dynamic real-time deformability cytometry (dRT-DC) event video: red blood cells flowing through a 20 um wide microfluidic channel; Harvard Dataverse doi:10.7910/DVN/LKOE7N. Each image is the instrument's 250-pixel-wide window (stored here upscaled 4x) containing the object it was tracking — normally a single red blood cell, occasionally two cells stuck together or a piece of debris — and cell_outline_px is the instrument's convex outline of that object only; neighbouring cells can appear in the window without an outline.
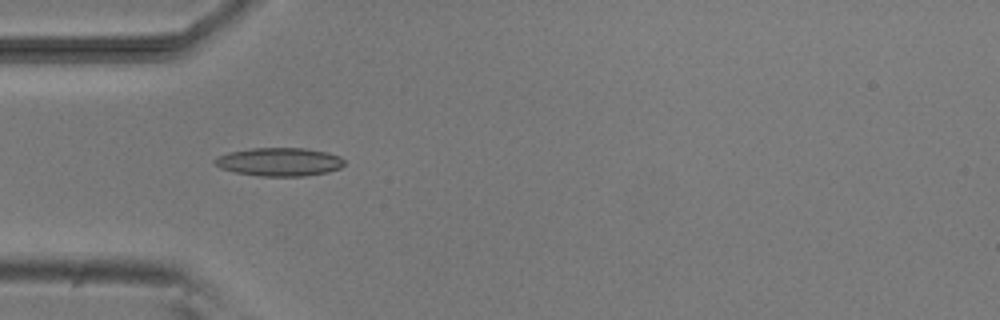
{"species": "common noctule bat (a hibernating species)", "species_latin": "Nyctalus noctula", "temperature_condition": "room temperature", "stored_images_in_passage": 38, "camera_frame_rate_fps": 3000, "um_per_image_px": 0.085, "animal": {"sex": "male", "body_mass_g": 20.5, "forearm_length_mm": 52.5}, "frame": {"image": 1, "passage_image": 1, "time_ms": 0.0, "image_size_px": [1000, 320], "cell_outline_px": [[344, 164], [340, 168], [328, 172], [304, 176], [260, 176], [236, 172], [220, 168], [212, 160], [216, 156], [228, 152], [252, 148], [304, 148], [328, 152], [340, 156], [344, 160]], "centroid_in_image_um": [23.74, 13.75], "position_along_channel_um": 61.3, "area_um2": 21.5}}
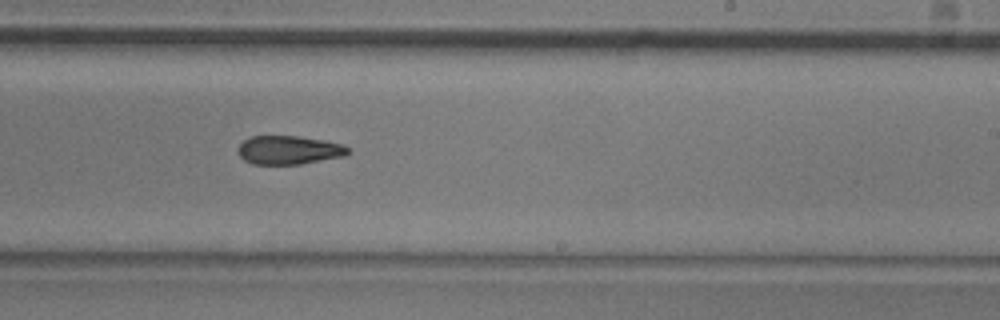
{"frame": {"image": 2, "passage_image": 17, "time_ms": 5.333, "image_size_px": [1000, 320], "cell_outline_px": [[348, 152], [344, 156], [300, 164], [252, 164], [244, 160], [240, 156], [236, 148], [244, 140], [252, 136], [296, 136], [324, 140], [344, 144], [348, 148]], "centroid_in_image_um": [24.53, 12.75], "position_along_channel_um": 264.5, "area_um2": 18.32}}
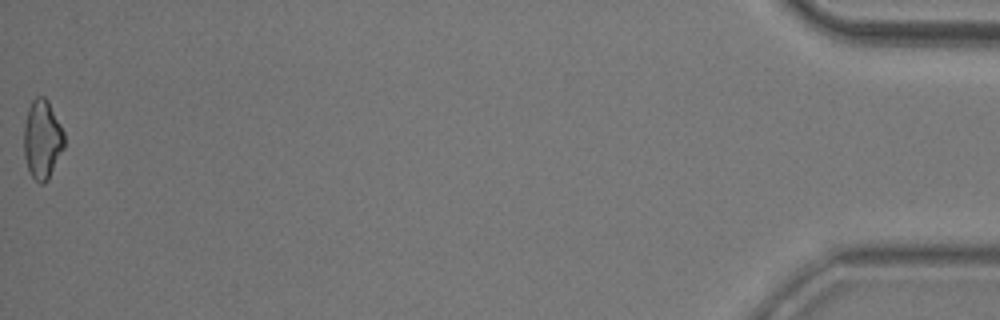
{"frame": {"image": 3, "passage_image": 38, "time_ms": 12.333, "image_size_px": [1000, 320], "cell_outline_px": [[64, 148], [48, 180], [44, 184], [40, 184], [32, 176], [28, 168], [24, 156], [24, 124], [28, 108], [32, 100], [36, 96], [44, 96], [48, 100], [64, 132]], "centroid_in_image_um": [3.59, 11.84], "position_along_channel_um": 431.6, "area_um2": 18.61}, "authors_computed_cell_mechanics": {"area_um2": 19.0162, "velocity_mm_per_s": 3.8227, "shape_relaxation_time_tau1_ms": 4.5541, "shape_relaxation_time_tau2_ms": 4.1166, "deformation_change_tau1": 0.1462, "deformation_change_tau2": 0.1218}}